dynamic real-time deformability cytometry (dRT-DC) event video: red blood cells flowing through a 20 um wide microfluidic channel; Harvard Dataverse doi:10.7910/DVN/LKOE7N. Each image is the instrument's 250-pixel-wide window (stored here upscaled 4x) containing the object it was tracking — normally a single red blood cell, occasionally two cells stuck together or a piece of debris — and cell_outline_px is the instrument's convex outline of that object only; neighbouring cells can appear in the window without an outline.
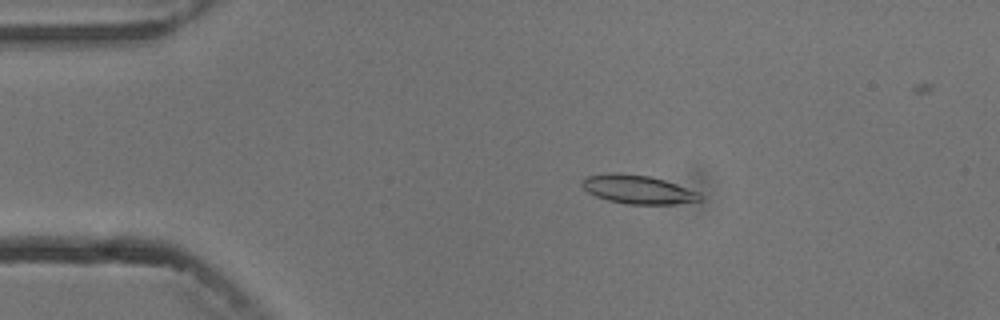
{"species": "common noctule bat (a hibernating species)", "species_latin": "Nyctalus noctula", "temperature_condition": "cold", "stored_images_in_passage": 8, "camera_frame_rate_fps": 3000, "um_per_image_px": 0.085, "animal": {"sex": "male", "body_mass_g": 13.3}, "frame": {"image": 1, "passage_image": 3, "time_ms": 3.0, "image_size_px": [1000, 320], "cell_outline_px": [[704, 196], [700, 200], [672, 204], [624, 204], [608, 200], [596, 196], [588, 192], [580, 184], [580, 180], [588, 176], [616, 172], [620, 172], [648, 176], [664, 180], [700, 192]], "centroid_in_image_um": [54.21, 16.1], "position_along_channel_um": 30.8, "area_um2": 19.71}}
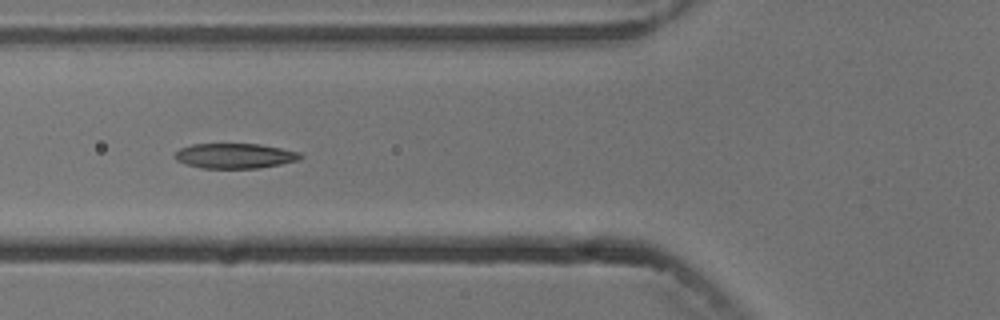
{"frame": {"image": 2, "passage_image": 6, "time_ms": 6.333, "image_size_px": [1000, 320], "cell_outline_px": [[304, 156], [296, 160], [280, 164], [260, 168], [200, 168], [176, 160], [172, 156], [180, 148], [192, 144], [260, 144], [300, 152]], "centroid_in_image_um": [19.94, 13.24], "position_along_channel_um": 105.9, "area_um2": 18.26}}
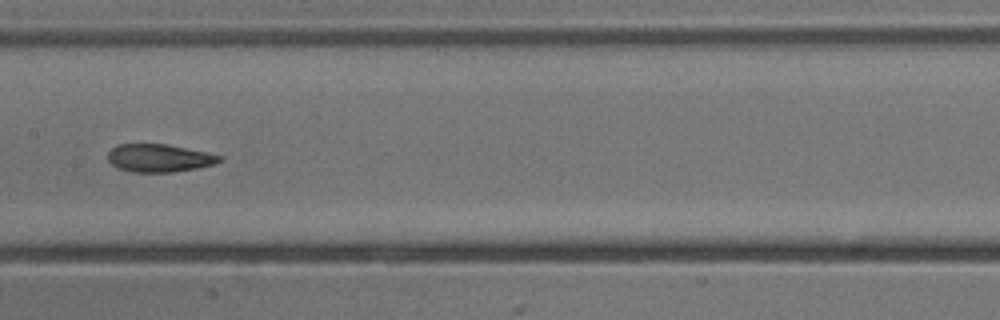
{"frame": {"image": 3, "passage_image": 8, "time_ms": 8.667, "image_size_px": [1000, 320], "cell_outline_px": [[224, 160], [216, 164], [196, 168], [172, 172], [132, 172], [116, 168], [108, 160], [108, 152], [116, 144], [168, 144], [224, 156]], "centroid_in_image_um": [13.55, 13.43], "position_along_channel_um": 193.9, "area_um2": 18.32}}